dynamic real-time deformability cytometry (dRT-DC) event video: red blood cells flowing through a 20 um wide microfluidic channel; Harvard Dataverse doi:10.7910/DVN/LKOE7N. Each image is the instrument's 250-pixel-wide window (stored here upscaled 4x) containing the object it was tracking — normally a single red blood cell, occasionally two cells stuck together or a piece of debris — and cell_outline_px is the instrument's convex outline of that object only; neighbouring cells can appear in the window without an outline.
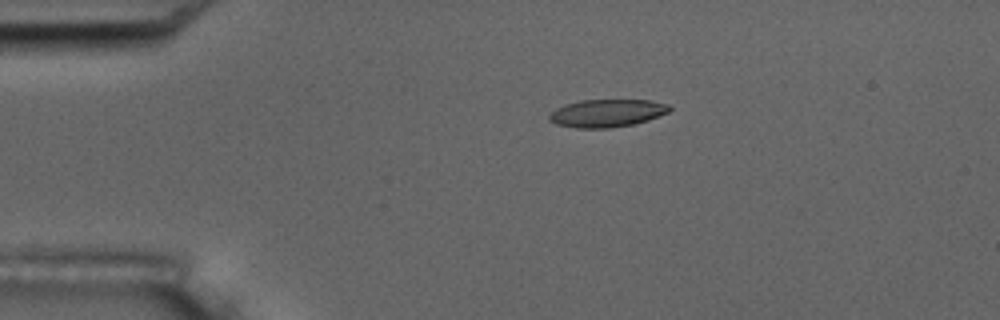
{"species": "common noctule bat (a hibernating species)", "species_latin": "Nyctalus noctula", "temperature_condition": "room temperature", "stored_images_in_passage": 9, "camera_frame_rate_fps": 3000, "um_per_image_px": 0.085, "animal": {"sex": "male", "body_mass_g": 17.5, "forearm_length_mm": 52.3}, "frame": {"image": 1, "passage_image": 3, "time_ms": 3.333, "image_size_px": [1000, 320], "cell_outline_px": [[672, 108], [668, 112], [648, 120], [632, 124], [608, 128], [576, 128], [556, 124], [548, 120], [548, 116], [556, 108], [564, 104], [580, 100], [648, 100], [668, 104]], "centroid_in_image_um": [51.56, 9.61], "position_along_channel_um": 33.4, "area_um2": 19.42}}
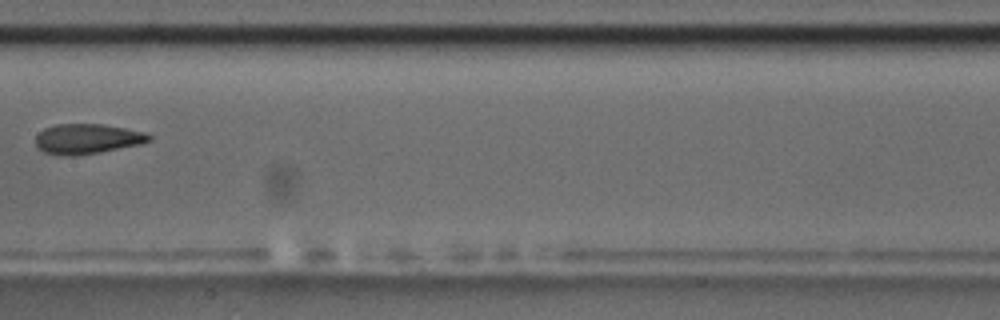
{"frame": {"image": 2, "passage_image": 8, "time_ms": 9.0, "image_size_px": [1000, 320], "cell_outline_px": [[152, 140], [140, 144], [100, 152], [72, 156], [64, 156], [44, 152], [36, 148], [36, 136], [44, 128], [56, 124], [104, 124], [144, 132], [152, 136]], "centroid_in_image_um": [7.4, 11.8], "position_along_channel_um": 200.0, "area_um2": 19.88}}